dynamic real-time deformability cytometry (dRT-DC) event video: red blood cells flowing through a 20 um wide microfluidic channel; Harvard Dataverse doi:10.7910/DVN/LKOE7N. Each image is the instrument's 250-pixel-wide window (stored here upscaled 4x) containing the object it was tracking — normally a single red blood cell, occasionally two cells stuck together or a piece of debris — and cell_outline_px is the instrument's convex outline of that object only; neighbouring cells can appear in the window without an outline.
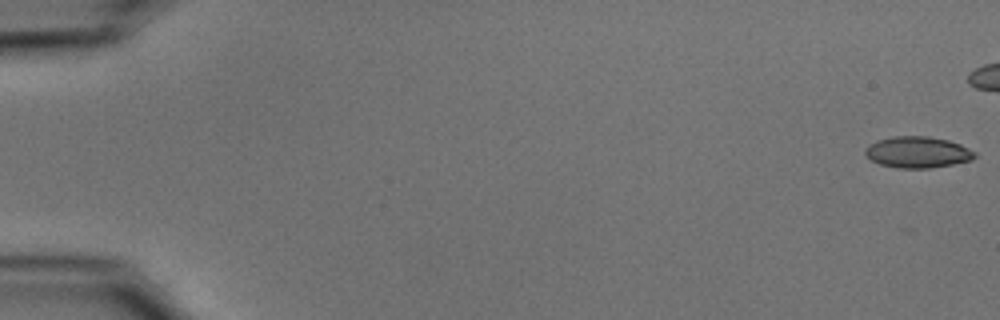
{"species": "common noctule bat (a hibernating species)", "species_latin": "Nyctalus noctula", "temperature_condition": "cold", "stored_images_in_passage": 45, "camera_frame_rate_fps": 3000, "um_per_image_px": 0.085, "animal": {"sex": "male", "body_mass_g": 15.6}, "frame": {"image": 1, "passage_image": 1, "time_ms": 0.0, "image_size_px": [1000, 320], "cell_outline_px": [[976, 156], [972, 160], [952, 164], [928, 168], [900, 168], [880, 164], [872, 160], [864, 152], [864, 148], [868, 144], [876, 140], [892, 136], [928, 136], [948, 140], [960, 144], [976, 152]], "centroid_in_image_um": [77.99, 12.92], "position_along_channel_um": 7.0, "area_um2": 20.0}}
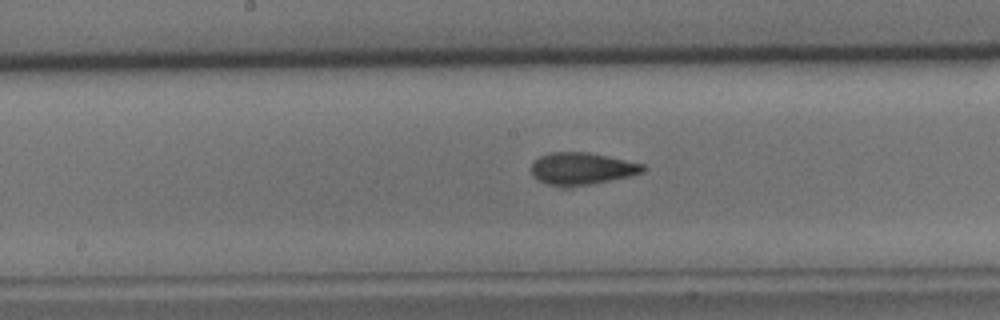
{"frame": {"image": 2, "passage_image": 29, "time_ms": 9.333, "image_size_px": [1000, 320], "cell_outline_px": [[648, 168], [644, 172], [628, 176], [568, 188], [560, 188], [536, 180], [532, 176], [532, 160], [540, 156], [552, 152], [588, 152], [608, 156], [644, 164]], "centroid_in_image_um": [49.41, 14.34], "position_along_channel_um": 198.8, "area_um2": 21.15}}
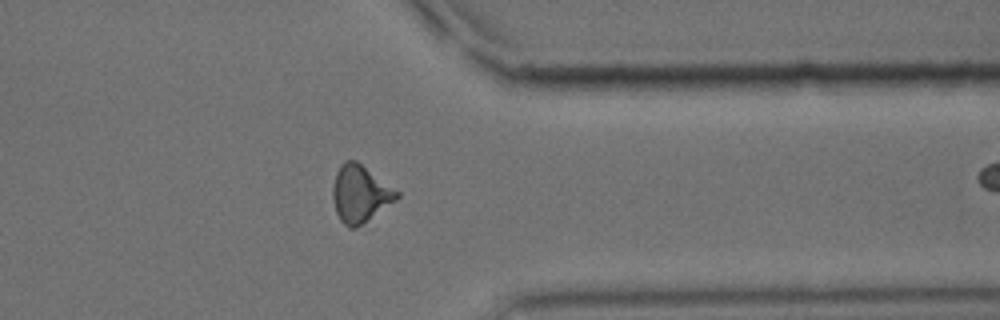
{"frame": {"image": 3, "passage_image": 44, "time_ms": 14.333, "image_size_px": [1000, 320], "cell_outline_px": [[400, 196], [396, 200], [356, 228], [348, 228], [340, 220], [336, 212], [332, 196], [332, 188], [336, 172], [340, 164], [344, 160], [356, 160], [400, 192]], "centroid_in_image_um": [30.59, 16.46], "position_along_channel_um": 380.8, "area_um2": 21.27}}